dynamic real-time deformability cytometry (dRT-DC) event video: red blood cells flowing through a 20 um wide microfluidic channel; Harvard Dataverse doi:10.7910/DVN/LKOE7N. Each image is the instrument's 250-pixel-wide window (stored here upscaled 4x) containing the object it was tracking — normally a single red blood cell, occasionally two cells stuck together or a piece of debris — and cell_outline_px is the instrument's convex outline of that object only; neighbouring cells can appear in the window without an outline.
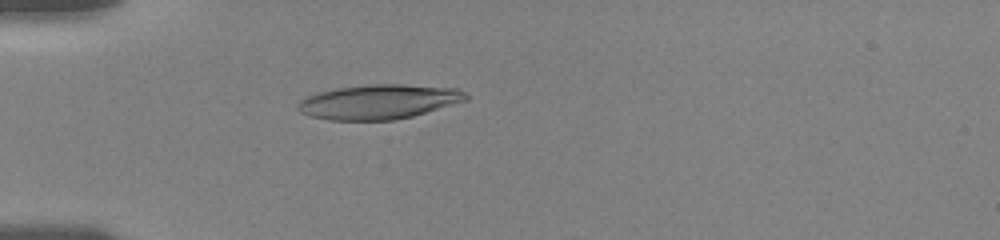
{"species": "human", "species_latin": "Homo sapiens", "temperature_condition": "room temperature", "stored_images_in_passage": 12, "camera_frame_rate_fps": 3000, "um_per_image_px": 0.085, "donor": {"sex": "female"}, "frame": {"image": 1, "passage_image": 9, "time_ms": 5.0, "image_size_px": [1000, 240], "cell_outline_px": [[468, 100], [412, 116], [396, 120], [328, 120], [312, 116], [300, 112], [296, 108], [296, 104], [300, 100], [316, 92], [340, 88], [372, 84], [400, 84], [456, 88], [464, 92], [468, 96]], "centroid_in_image_um": [32.18, 8.65], "position_along_channel_um": 52.8, "area_um2": 33.76}}
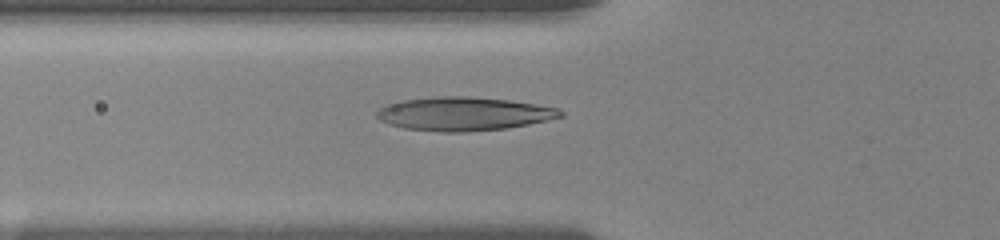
{"frame": {"image": 2, "passage_image": 12, "time_ms": 6.333, "image_size_px": [1000, 240], "cell_outline_px": [[564, 116], [548, 120], [508, 128], [464, 132], [440, 132], [404, 128], [388, 124], [380, 120], [376, 116], [376, 112], [380, 108], [388, 104], [400, 100], [436, 96], [468, 96], [508, 100], [556, 108], [564, 112]], "centroid_in_image_um": [39.38, 9.68], "position_along_channel_um": 86.4, "area_um2": 35.95}}